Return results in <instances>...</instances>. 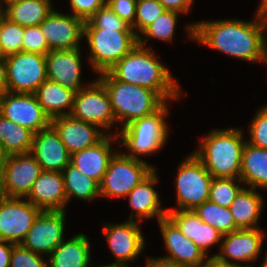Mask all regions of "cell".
Wrapping results in <instances>:
<instances>
[{
	"instance_id": "cell-49",
	"label": "cell",
	"mask_w": 267,
	"mask_h": 267,
	"mask_svg": "<svg viewBox=\"0 0 267 267\" xmlns=\"http://www.w3.org/2000/svg\"><path fill=\"white\" fill-rule=\"evenodd\" d=\"M4 62H0V92H6Z\"/></svg>"
},
{
	"instance_id": "cell-24",
	"label": "cell",
	"mask_w": 267,
	"mask_h": 267,
	"mask_svg": "<svg viewBox=\"0 0 267 267\" xmlns=\"http://www.w3.org/2000/svg\"><path fill=\"white\" fill-rule=\"evenodd\" d=\"M167 217L188 239L193 241L209 257L208 250L221 245L222 234L210 224L203 222L194 210L167 211Z\"/></svg>"
},
{
	"instance_id": "cell-39",
	"label": "cell",
	"mask_w": 267,
	"mask_h": 267,
	"mask_svg": "<svg viewBox=\"0 0 267 267\" xmlns=\"http://www.w3.org/2000/svg\"><path fill=\"white\" fill-rule=\"evenodd\" d=\"M261 107L252 119L247 142L253 146L267 149V105Z\"/></svg>"
},
{
	"instance_id": "cell-12",
	"label": "cell",
	"mask_w": 267,
	"mask_h": 267,
	"mask_svg": "<svg viewBox=\"0 0 267 267\" xmlns=\"http://www.w3.org/2000/svg\"><path fill=\"white\" fill-rule=\"evenodd\" d=\"M141 222L128 220L122 223H104L103 236L115 258L111 264L117 267H130L129 262L139 258L146 246L141 231Z\"/></svg>"
},
{
	"instance_id": "cell-52",
	"label": "cell",
	"mask_w": 267,
	"mask_h": 267,
	"mask_svg": "<svg viewBox=\"0 0 267 267\" xmlns=\"http://www.w3.org/2000/svg\"><path fill=\"white\" fill-rule=\"evenodd\" d=\"M264 253H265L264 257H263L264 260H263L261 266H259V267H267V250Z\"/></svg>"
},
{
	"instance_id": "cell-54",
	"label": "cell",
	"mask_w": 267,
	"mask_h": 267,
	"mask_svg": "<svg viewBox=\"0 0 267 267\" xmlns=\"http://www.w3.org/2000/svg\"><path fill=\"white\" fill-rule=\"evenodd\" d=\"M3 12V0H0V16L2 15Z\"/></svg>"
},
{
	"instance_id": "cell-25",
	"label": "cell",
	"mask_w": 267,
	"mask_h": 267,
	"mask_svg": "<svg viewBox=\"0 0 267 267\" xmlns=\"http://www.w3.org/2000/svg\"><path fill=\"white\" fill-rule=\"evenodd\" d=\"M114 141H118L117 135H106L96 145L72 153L70 163L83 174L101 184L109 161L117 152L112 148Z\"/></svg>"
},
{
	"instance_id": "cell-6",
	"label": "cell",
	"mask_w": 267,
	"mask_h": 267,
	"mask_svg": "<svg viewBox=\"0 0 267 267\" xmlns=\"http://www.w3.org/2000/svg\"><path fill=\"white\" fill-rule=\"evenodd\" d=\"M89 46L88 61L97 75L108 72L136 45L135 31H116V28H84Z\"/></svg>"
},
{
	"instance_id": "cell-29",
	"label": "cell",
	"mask_w": 267,
	"mask_h": 267,
	"mask_svg": "<svg viewBox=\"0 0 267 267\" xmlns=\"http://www.w3.org/2000/svg\"><path fill=\"white\" fill-rule=\"evenodd\" d=\"M263 196L257 189L244 187L229 206L235 225L239 229L259 228L258 221L264 206Z\"/></svg>"
},
{
	"instance_id": "cell-19",
	"label": "cell",
	"mask_w": 267,
	"mask_h": 267,
	"mask_svg": "<svg viewBox=\"0 0 267 267\" xmlns=\"http://www.w3.org/2000/svg\"><path fill=\"white\" fill-rule=\"evenodd\" d=\"M81 56L80 48L51 50L46 54L48 79L75 92L86 87L81 83Z\"/></svg>"
},
{
	"instance_id": "cell-47",
	"label": "cell",
	"mask_w": 267,
	"mask_h": 267,
	"mask_svg": "<svg viewBox=\"0 0 267 267\" xmlns=\"http://www.w3.org/2000/svg\"><path fill=\"white\" fill-rule=\"evenodd\" d=\"M199 267H236L209 256Z\"/></svg>"
},
{
	"instance_id": "cell-10",
	"label": "cell",
	"mask_w": 267,
	"mask_h": 267,
	"mask_svg": "<svg viewBox=\"0 0 267 267\" xmlns=\"http://www.w3.org/2000/svg\"><path fill=\"white\" fill-rule=\"evenodd\" d=\"M87 87L75 93L70 115L81 121L96 125L106 135L117 123L112 104L104 84L96 78L86 84Z\"/></svg>"
},
{
	"instance_id": "cell-27",
	"label": "cell",
	"mask_w": 267,
	"mask_h": 267,
	"mask_svg": "<svg viewBox=\"0 0 267 267\" xmlns=\"http://www.w3.org/2000/svg\"><path fill=\"white\" fill-rule=\"evenodd\" d=\"M75 93V91L63 87L59 83L46 79L34 95L44 112L52 120L59 116L70 115Z\"/></svg>"
},
{
	"instance_id": "cell-8",
	"label": "cell",
	"mask_w": 267,
	"mask_h": 267,
	"mask_svg": "<svg viewBox=\"0 0 267 267\" xmlns=\"http://www.w3.org/2000/svg\"><path fill=\"white\" fill-rule=\"evenodd\" d=\"M213 177L192 152L178 166L176 176V204L171 210H194L209 201Z\"/></svg>"
},
{
	"instance_id": "cell-53",
	"label": "cell",
	"mask_w": 267,
	"mask_h": 267,
	"mask_svg": "<svg viewBox=\"0 0 267 267\" xmlns=\"http://www.w3.org/2000/svg\"><path fill=\"white\" fill-rule=\"evenodd\" d=\"M91 265L89 264L87 267H90ZM93 267V266H92ZM95 267V266H94ZM97 267V266H96ZM98 267H117V266H114L112 264H107V265H101V266H98Z\"/></svg>"
},
{
	"instance_id": "cell-38",
	"label": "cell",
	"mask_w": 267,
	"mask_h": 267,
	"mask_svg": "<svg viewBox=\"0 0 267 267\" xmlns=\"http://www.w3.org/2000/svg\"><path fill=\"white\" fill-rule=\"evenodd\" d=\"M84 28H116V31H134L107 4L101 7L88 21L84 22Z\"/></svg>"
},
{
	"instance_id": "cell-15",
	"label": "cell",
	"mask_w": 267,
	"mask_h": 267,
	"mask_svg": "<svg viewBox=\"0 0 267 267\" xmlns=\"http://www.w3.org/2000/svg\"><path fill=\"white\" fill-rule=\"evenodd\" d=\"M66 211H42L21 245L36 254H49L66 238Z\"/></svg>"
},
{
	"instance_id": "cell-7",
	"label": "cell",
	"mask_w": 267,
	"mask_h": 267,
	"mask_svg": "<svg viewBox=\"0 0 267 267\" xmlns=\"http://www.w3.org/2000/svg\"><path fill=\"white\" fill-rule=\"evenodd\" d=\"M154 169L144 159H135L116 152L110 159L100 184V197L125 198Z\"/></svg>"
},
{
	"instance_id": "cell-55",
	"label": "cell",
	"mask_w": 267,
	"mask_h": 267,
	"mask_svg": "<svg viewBox=\"0 0 267 267\" xmlns=\"http://www.w3.org/2000/svg\"><path fill=\"white\" fill-rule=\"evenodd\" d=\"M3 59H4V57H3V54H2V52L0 50V62H3Z\"/></svg>"
},
{
	"instance_id": "cell-13",
	"label": "cell",
	"mask_w": 267,
	"mask_h": 267,
	"mask_svg": "<svg viewBox=\"0 0 267 267\" xmlns=\"http://www.w3.org/2000/svg\"><path fill=\"white\" fill-rule=\"evenodd\" d=\"M264 236L265 233L260 228L235 230L222 236L220 252L211 257L236 267H253L251 263L261 255ZM244 263L251 265L245 266Z\"/></svg>"
},
{
	"instance_id": "cell-14",
	"label": "cell",
	"mask_w": 267,
	"mask_h": 267,
	"mask_svg": "<svg viewBox=\"0 0 267 267\" xmlns=\"http://www.w3.org/2000/svg\"><path fill=\"white\" fill-rule=\"evenodd\" d=\"M0 114L34 134L51 125V119L34 94L6 91L1 97Z\"/></svg>"
},
{
	"instance_id": "cell-40",
	"label": "cell",
	"mask_w": 267,
	"mask_h": 267,
	"mask_svg": "<svg viewBox=\"0 0 267 267\" xmlns=\"http://www.w3.org/2000/svg\"><path fill=\"white\" fill-rule=\"evenodd\" d=\"M43 256L23 247L21 244H14L9 267H49L48 260Z\"/></svg>"
},
{
	"instance_id": "cell-34",
	"label": "cell",
	"mask_w": 267,
	"mask_h": 267,
	"mask_svg": "<svg viewBox=\"0 0 267 267\" xmlns=\"http://www.w3.org/2000/svg\"><path fill=\"white\" fill-rule=\"evenodd\" d=\"M180 14L176 11L166 10L139 35L138 44L147 47L149 39H157L167 43L173 41L176 34L178 15Z\"/></svg>"
},
{
	"instance_id": "cell-32",
	"label": "cell",
	"mask_w": 267,
	"mask_h": 267,
	"mask_svg": "<svg viewBox=\"0 0 267 267\" xmlns=\"http://www.w3.org/2000/svg\"><path fill=\"white\" fill-rule=\"evenodd\" d=\"M34 133L0 114V142L7 155L30 153Z\"/></svg>"
},
{
	"instance_id": "cell-28",
	"label": "cell",
	"mask_w": 267,
	"mask_h": 267,
	"mask_svg": "<svg viewBox=\"0 0 267 267\" xmlns=\"http://www.w3.org/2000/svg\"><path fill=\"white\" fill-rule=\"evenodd\" d=\"M53 10L52 3L43 0H3L2 14L25 28L40 25Z\"/></svg>"
},
{
	"instance_id": "cell-3",
	"label": "cell",
	"mask_w": 267,
	"mask_h": 267,
	"mask_svg": "<svg viewBox=\"0 0 267 267\" xmlns=\"http://www.w3.org/2000/svg\"><path fill=\"white\" fill-rule=\"evenodd\" d=\"M240 128L212 129L199 141L194 155L213 178H240L242 153L247 139ZM245 139V140H244Z\"/></svg>"
},
{
	"instance_id": "cell-2",
	"label": "cell",
	"mask_w": 267,
	"mask_h": 267,
	"mask_svg": "<svg viewBox=\"0 0 267 267\" xmlns=\"http://www.w3.org/2000/svg\"><path fill=\"white\" fill-rule=\"evenodd\" d=\"M153 48L136 45L109 72L124 83L155 91L165 102L180 100L183 94L180 85L158 60Z\"/></svg>"
},
{
	"instance_id": "cell-22",
	"label": "cell",
	"mask_w": 267,
	"mask_h": 267,
	"mask_svg": "<svg viewBox=\"0 0 267 267\" xmlns=\"http://www.w3.org/2000/svg\"><path fill=\"white\" fill-rule=\"evenodd\" d=\"M158 178L159 176L154 169L126 196L129 200L130 208H132V213H130L128 220L142 222L143 219L152 220L156 217L159 221L167 217V209L161 207L159 194L154 188L156 183L159 182ZM134 217L137 218L135 219Z\"/></svg>"
},
{
	"instance_id": "cell-45",
	"label": "cell",
	"mask_w": 267,
	"mask_h": 267,
	"mask_svg": "<svg viewBox=\"0 0 267 267\" xmlns=\"http://www.w3.org/2000/svg\"><path fill=\"white\" fill-rule=\"evenodd\" d=\"M145 267H187L166 257H148Z\"/></svg>"
},
{
	"instance_id": "cell-58",
	"label": "cell",
	"mask_w": 267,
	"mask_h": 267,
	"mask_svg": "<svg viewBox=\"0 0 267 267\" xmlns=\"http://www.w3.org/2000/svg\"><path fill=\"white\" fill-rule=\"evenodd\" d=\"M43 1H46V2H49V3H51V1H52V0H43Z\"/></svg>"
},
{
	"instance_id": "cell-17",
	"label": "cell",
	"mask_w": 267,
	"mask_h": 267,
	"mask_svg": "<svg viewBox=\"0 0 267 267\" xmlns=\"http://www.w3.org/2000/svg\"><path fill=\"white\" fill-rule=\"evenodd\" d=\"M42 171L31 153L7 155L0 195L26 197Z\"/></svg>"
},
{
	"instance_id": "cell-1",
	"label": "cell",
	"mask_w": 267,
	"mask_h": 267,
	"mask_svg": "<svg viewBox=\"0 0 267 267\" xmlns=\"http://www.w3.org/2000/svg\"><path fill=\"white\" fill-rule=\"evenodd\" d=\"M188 37L202 46L248 62H260L267 19L254 15V21L211 20L186 25Z\"/></svg>"
},
{
	"instance_id": "cell-5",
	"label": "cell",
	"mask_w": 267,
	"mask_h": 267,
	"mask_svg": "<svg viewBox=\"0 0 267 267\" xmlns=\"http://www.w3.org/2000/svg\"><path fill=\"white\" fill-rule=\"evenodd\" d=\"M167 104L166 102L155 113L136 119L115 132L118 137L117 145L124 146L129 151L123 153L125 156L141 159V156L155 154L164 148L169 136L166 122L169 115Z\"/></svg>"
},
{
	"instance_id": "cell-20",
	"label": "cell",
	"mask_w": 267,
	"mask_h": 267,
	"mask_svg": "<svg viewBox=\"0 0 267 267\" xmlns=\"http://www.w3.org/2000/svg\"><path fill=\"white\" fill-rule=\"evenodd\" d=\"M167 255L163 256L187 267H199L208 257L168 218L158 221Z\"/></svg>"
},
{
	"instance_id": "cell-48",
	"label": "cell",
	"mask_w": 267,
	"mask_h": 267,
	"mask_svg": "<svg viewBox=\"0 0 267 267\" xmlns=\"http://www.w3.org/2000/svg\"><path fill=\"white\" fill-rule=\"evenodd\" d=\"M255 14L259 17L267 19V0L260 1Z\"/></svg>"
},
{
	"instance_id": "cell-11",
	"label": "cell",
	"mask_w": 267,
	"mask_h": 267,
	"mask_svg": "<svg viewBox=\"0 0 267 267\" xmlns=\"http://www.w3.org/2000/svg\"><path fill=\"white\" fill-rule=\"evenodd\" d=\"M41 212L25 197L0 195V240L21 244Z\"/></svg>"
},
{
	"instance_id": "cell-44",
	"label": "cell",
	"mask_w": 267,
	"mask_h": 267,
	"mask_svg": "<svg viewBox=\"0 0 267 267\" xmlns=\"http://www.w3.org/2000/svg\"><path fill=\"white\" fill-rule=\"evenodd\" d=\"M166 10L176 11L181 14L188 13L194 0H158Z\"/></svg>"
},
{
	"instance_id": "cell-57",
	"label": "cell",
	"mask_w": 267,
	"mask_h": 267,
	"mask_svg": "<svg viewBox=\"0 0 267 267\" xmlns=\"http://www.w3.org/2000/svg\"><path fill=\"white\" fill-rule=\"evenodd\" d=\"M0 153H3V152H2V145H1V142H0Z\"/></svg>"
},
{
	"instance_id": "cell-30",
	"label": "cell",
	"mask_w": 267,
	"mask_h": 267,
	"mask_svg": "<svg viewBox=\"0 0 267 267\" xmlns=\"http://www.w3.org/2000/svg\"><path fill=\"white\" fill-rule=\"evenodd\" d=\"M240 179L245 187L267 191V149L253 146L246 141L242 153Z\"/></svg>"
},
{
	"instance_id": "cell-50",
	"label": "cell",
	"mask_w": 267,
	"mask_h": 267,
	"mask_svg": "<svg viewBox=\"0 0 267 267\" xmlns=\"http://www.w3.org/2000/svg\"><path fill=\"white\" fill-rule=\"evenodd\" d=\"M261 62L267 64V32H266V34L264 36V39H263V42H262V52H261V61H260V63Z\"/></svg>"
},
{
	"instance_id": "cell-35",
	"label": "cell",
	"mask_w": 267,
	"mask_h": 267,
	"mask_svg": "<svg viewBox=\"0 0 267 267\" xmlns=\"http://www.w3.org/2000/svg\"><path fill=\"white\" fill-rule=\"evenodd\" d=\"M24 27L10 21L3 14L0 16V50L3 57L24 52Z\"/></svg>"
},
{
	"instance_id": "cell-37",
	"label": "cell",
	"mask_w": 267,
	"mask_h": 267,
	"mask_svg": "<svg viewBox=\"0 0 267 267\" xmlns=\"http://www.w3.org/2000/svg\"><path fill=\"white\" fill-rule=\"evenodd\" d=\"M166 9L158 0H137L136 15L132 26L136 35H139L159 18Z\"/></svg>"
},
{
	"instance_id": "cell-33",
	"label": "cell",
	"mask_w": 267,
	"mask_h": 267,
	"mask_svg": "<svg viewBox=\"0 0 267 267\" xmlns=\"http://www.w3.org/2000/svg\"><path fill=\"white\" fill-rule=\"evenodd\" d=\"M194 212L205 223L216 228L222 235L228 234L239 228L235 225L229 208L222 207L218 204L206 201L198 205Z\"/></svg>"
},
{
	"instance_id": "cell-9",
	"label": "cell",
	"mask_w": 267,
	"mask_h": 267,
	"mask_svg": "<svg viewBox=\"0 0 267 267\" xmlns=\"http://www.w3.org/2000/svg\"><path fill=\"white\" fill-rule=\"evenodd\" d=\"M6 90L34 94L46 80V55L20 51L3 59Z\"/></svg>"
},
{
	"instance_id": "cell-16",
	"label": "cell",
	"mask_w": 267,
	"mask_h": 267,
	"mask_svg": "<svg viewBox=\"0 0 267 267\" xmlns=\"http://www.w3.org/2000/svg\"><path fill=\"white\" fill-rule=\"evenodd\" d=\"M39 26L50 51L81 48L80 42L84 37L82 19L54 9Z\"/></svg>"
},
{
	"instance_id": "cell-4",
	"label": "cell",
	"mask_w": 267,
	"mask_h": 267,
	"mask_svg": "<svg viewBox=\"0 0 267 267\" xmlns=\"http://www.w3.org/2000/svg\"><path fill=\"white\" fill-rule=\"evenodd\" d=\"M109 95L117 124L149 116L166 102L153 90L117 80L109 71L98 75Z\"/></svg>"
},
{
	"instance_id": "cell-56",
	"label": "cell",
	"mask_w": 267,
	"mask_h": 267,
	"mask_svg": "<svg viewBox=\"0 0 267 267\" xmlns=\"http://www.w3.org/2000/svg\"><path fill=\"white\" fill-rule=\"evenodd\" d=\"M5 92H0V105H1V97Z\"/></svg>"
},
{
	"instance_id": "cell-21",
	"label": "cell",
	"mask_w": 267,
	"mask_h": 267,
	"mask_svg": "<svg viewBox=\"0 0 267 267\" xmlns=\"http://www.w3.org/2000/svg\"><path fill=\"white\" fill-rule=\"evenodd\" d=\"M30 153L43 171L62 172L71 159V154L51 125L33 135Z\"/></svg>"
},
{
	"instance_id": "cell-26",
	"label": "cell",
	"mask_w": 267,
	"mask_h": 267,
	"mask_svg": "<svg viewBox=\"0 0 267 267\" xmlns=\"http://www.w3.org/2000/svg\"><path fill=\"white\" fill-rule=\"evenodd\" d=\"M90 241L85 234L64 239L48 256L49 267H87L91 264Z\"/></svg>"
},
{
	"instance_id": "cell-41",
	"label": "cell",
	"mask_w": 267,
	"mask_h": 267,
	"mask_svg": "<svg viewBox=\"0 0 267 267\" xmlns=\"http://www.w3.org/2000/svg\"><path fill=\"white\" fill-rule=\"evenodd\" d=\"M24 52L46 55L50 52L46 38L41 32L40 26L24 28Z\"/></svg>"
},
{
	"instance_id": "cell-36",
	"label": "cell",
	"mask_w": 267,
	"mask_h": 267,
	"mask_svg": "<svg viewBox=\"0 0 267 267\" xmlns=\"http://www.w3.org/2000/svg\"><path fill=\"white\" fill-rule=\"evenodd\" d=\"M240 178H213L211 181L209 201L229 208L238 193L245 187Z\"/></svg>"
},
{
	"instance_id": "cell-42",
	"label": "cell",
	"mask_w": 267,
	"mask_h": 267,
	"mask_svg": "<svg viewBox=\"0 0 267 267\" xmlns=\"http://www.w3.org/2000/svg\"><path fill=\"white\" fill-rule=\"evenodd\" d=\"M72 15L88 21L101 7L107 4V0H69Z\"/></svg>"
},
{
	"instance_id": "cell-51",
	"label": "cell",
	"mask_w": 267,
	"mask_h": 267,
	"mask_svg": "<svg viewBox=\"0 0 267 267\" xmlns=\"http://www.w3.org/2000/svg\"><path fill=\"white\" fill-rule=\"evenodd\" d=\"M7 156H0V192L4 181L5 161Z\"/></svg>"
},
{
	"instance_id": "cell-31",
	"label": "cell",
	"mask_w": 267,
	"mask_h": 267,
	"mask_svg": "<svg viewBox=\"0 0 267 267\" xmlns=\"http://www.w3.org/2000/svg\"><path fill=\"white\" fill-rule=\"evenodd\" d=\"M67 204L73 198L92 201L100 197V184L69 163L61 172Z\"/></svg>"
},
{
	"instance_id": "cell-23",
	"label": "cell",
	"mask_w": 267,
	"mask_h": 267,
	"mask_svg": "<svg viewBox=\"0 0 267 267\" xmlns=\"http://www.w3.org/2000/svg\"><path fill=\"white\" fill-rule=\"evenodd\" d=\"M25 198L42 211H65L67 197L61 172L42 171Z\"/></svg>"
},
{
	"instance_id": "cell-18",
	"label": "cell",
	"mask_w": 267,
	"mask_h": 267,
	"mask_svg": "<svg viewBox=\"0 0 267 267\" xmlns=\"http://www.w3.org/2000/svg\"><path fill=\"white\" fill-rule=\"evenodd\" d=\"M51 126L58 133L70 154L92 147L106 136L96 125L81 121L71 115L53 118Z\"/></svg>"
},
{
	"instance_id": "cell-43",
	"label": "cell",
	"mask_w": 267,
	"mask_h": 267,
	"mask_svg": "<svg viewBox=\"0 0 267 267\" xmlns=\"http://www.w3.org/2000/svg\"><path fill=\"white\" fill-rule=\"evenodd\" d=\"M137 0H107L112 11L131 27L134 25Z\"/></svg>"
},
{
	"instance_id": "cell-46",
	"label": "cell",
	"mask_w": 267,
	"mask_h": 267,
	"mask_svg": "<svg viewBox=\"0 0 267 267\" xmlns=\"http://www.w3.org/2000/svg\"><path fill=\"white\" fill-rule=\"evenodd\" d=\"M14 243L0 240V267H9Z\"/></svg>"
}]
</instances>
